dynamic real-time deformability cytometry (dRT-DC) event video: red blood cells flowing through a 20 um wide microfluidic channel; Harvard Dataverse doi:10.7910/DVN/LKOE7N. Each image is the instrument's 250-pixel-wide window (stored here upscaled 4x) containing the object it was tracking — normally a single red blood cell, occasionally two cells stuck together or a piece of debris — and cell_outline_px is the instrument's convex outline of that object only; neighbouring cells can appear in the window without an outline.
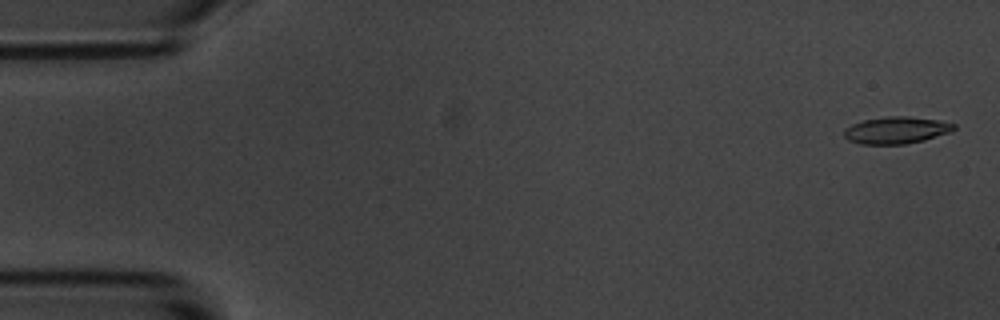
{"species": "common noctule bat (a hibernating species)", "species_latin": "Nyctalus noctula", "temperature_condition": "room temperature", "stored_images_in_passage": 5, "camera_frame_rate_fps": 3000, "um_per_image_px": 0.085, "animal": {"sex": "male", "body_mass_g": 20.1, "forearm_length_mm": 53.5}, "frame": {"image": 1, "passage_image": 1, "time_ms": 0.0, "image_size_px": [1000, 320], "cell_outline_px": [[956, 128], [952, 132], [924, 140], [904, 144], [860, 144], [848, 140], [844, 136], [844, 128], [852, 124], [864, 120], [884, 116], [908, 116], [940, 120], [956, 124]], "centroid_in_image_um": [76.2, 11.06], "position_along_channel_um": 8.8, "area_um2": 17.46}}
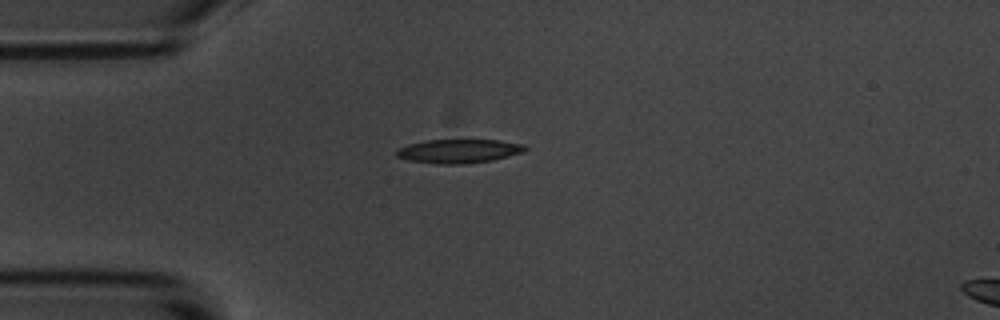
{"frame": {"image": 2, "passage_image": 4, "time_ms": 4.333, "image_size_px": [1000, 320], "cell_outline_px": [[528, 148], [524, 152], [492, 160], [464, 164], [436, 164], [408, 160], [396, 156], [396, 148], [408, 144], [428, 140], [500, 140], [524, 144]], "centroid_in_image_um": [38.99, 12.84], "position_along_channel_um": 46.0, "area_um2": 17.98}}